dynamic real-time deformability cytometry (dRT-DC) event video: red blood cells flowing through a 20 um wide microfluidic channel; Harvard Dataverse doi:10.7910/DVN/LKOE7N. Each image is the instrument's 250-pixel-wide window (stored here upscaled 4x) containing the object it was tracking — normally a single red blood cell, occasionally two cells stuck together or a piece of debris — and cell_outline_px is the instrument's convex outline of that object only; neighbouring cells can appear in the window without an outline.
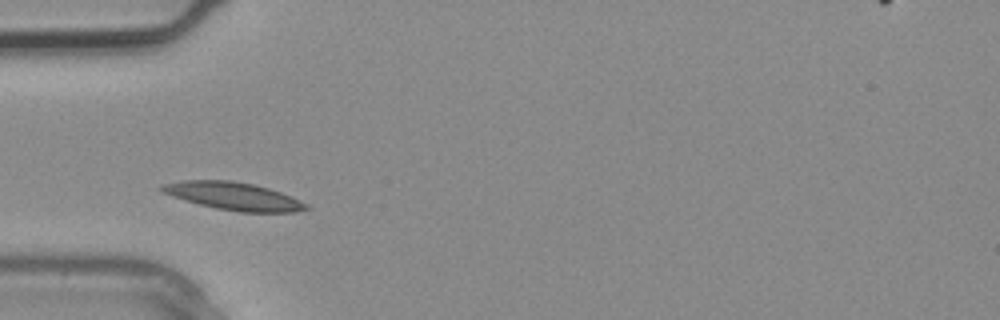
{"species": "common noctule bat (a hibernating species)", "species_latin": "Nyctalus noctula", "temperature_condition": "warm", "stored_images_in_passage": 3, "camera_frame_rate_fps": 3000, "um_per_image_px": 0.085, "animal": {"sex": "male", "body_mass_g": 20.4}, "frame": {"image": 1, "passage_image": 3, "time_ms": 0.667, "image_size_px": [1000, 320], "cell_outline_px": [[312, 208], [292, 212], [240, 212], [216, 208], [200, 204], [172, 196], [160, 192], [156, 188], [164, 184], [184, 180], [232, 180], [252, 184], [268, 188], [292, 196], [308, 204]], "centroid_in_image_um": [19.85, 16.67], "position_along_channel_um": 65.1, "area_um2": 23.35}}